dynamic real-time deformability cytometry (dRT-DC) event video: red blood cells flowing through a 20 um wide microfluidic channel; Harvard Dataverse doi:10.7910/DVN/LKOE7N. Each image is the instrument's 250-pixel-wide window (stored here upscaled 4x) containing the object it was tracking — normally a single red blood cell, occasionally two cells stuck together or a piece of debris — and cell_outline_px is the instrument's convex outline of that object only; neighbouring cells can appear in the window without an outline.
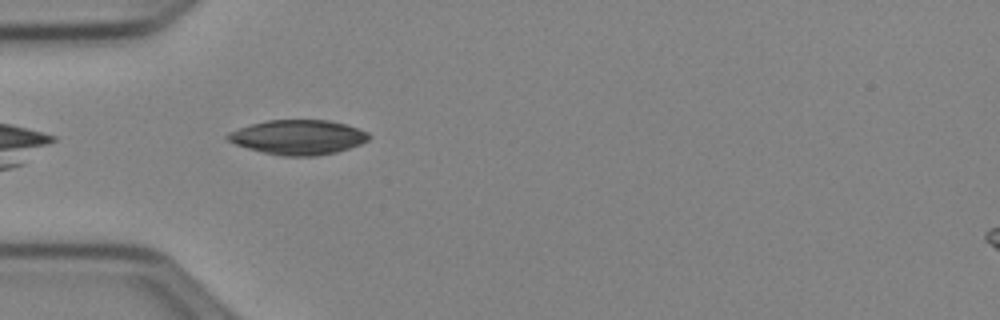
{"species": "Egyptian fruit bat (a non-hibernating species)", "species_latin": "Rousettus aegyptiacus", "temperature_condition": "cold", "stored_images_in_passage": 31, "camera_frame_rate_fps": 3000, "um_per_image_px": 0.085, "animal": {"sex": "female"}, "frame": {"image": 1, "passage_image": 2, "time_ms": 0.333, "image_size_px": [1000, 320], "cell_outline_px": [[372, 136], [368, 140], [360, 144], [336, 152], [316, 156], [284, 156], [264, 152], [248, 148], [236, 144], [228, 140], [224, 136], [228, 132], [252, 124], [268, 120], [328, 120], [344, 124], [368, 132]], "centroid_in_image_um": [25.35, 11.66], "position_along_channel_um": 59.7, "area_um2": 28.26}}
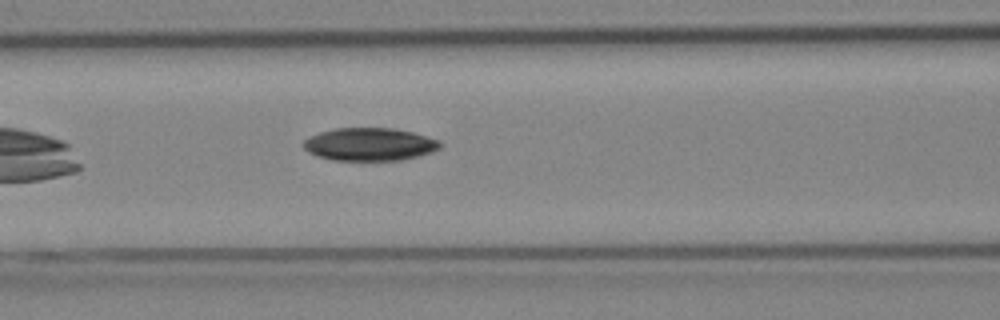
{"frame": {"image": 2, "passage_image": 8, "time_ms": 2.333, "image_size_px": [1000, 320], "cell_outline_px": [[440, 148], [416, 156], [400, 160], [332, 160], [308, 152], [304, 148], [304, 140], [308, 136], [320, 132], [336, 128], [392, 128], [412, 132], [440, 140]], "centroid_in_image_um": [31.38, 12.25], "position_along_channel_um": 135.2, "area_um2": 25.89}}
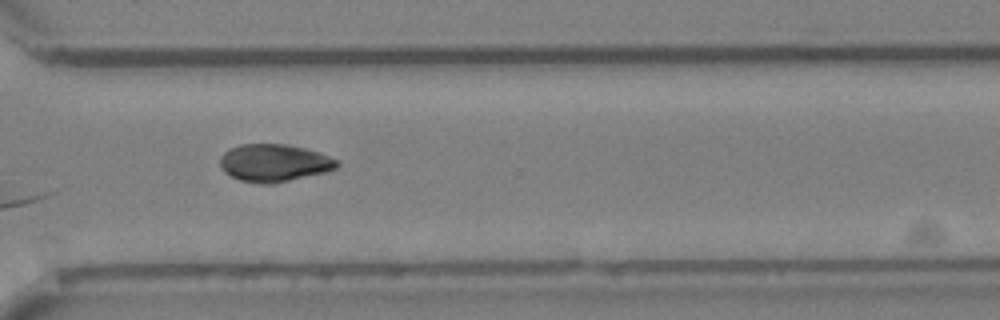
{"frame": {"image": 3, "passage_image": 24, "time_ms": 7.667, "image_size_px": [1000, 320], "cell_outline_px": [[340, 164], [336, 168], [324, 172], [272, 184], [260, 184], [240, 180], [224, 172], [220, 164], [220, 156], [228, 148], [240, 144], [288, 144], [320, 152], [340, 160]], "centroid_in_image_um": [23.3, 13.83], "position_along_channel_um": 347.3, "area_um2": 25.72}, "authors_computed_cell_mechanics": {"area_um2": 26.0678, "velocity_mm_per_s": 3.9792, "shape_relaxation_time_tau1_ms": 4.6265, "shape_relaxation_time_tau2_ms": null, "deformation_change_tau1": 0.1251, "deformation_change_tau2": null}}